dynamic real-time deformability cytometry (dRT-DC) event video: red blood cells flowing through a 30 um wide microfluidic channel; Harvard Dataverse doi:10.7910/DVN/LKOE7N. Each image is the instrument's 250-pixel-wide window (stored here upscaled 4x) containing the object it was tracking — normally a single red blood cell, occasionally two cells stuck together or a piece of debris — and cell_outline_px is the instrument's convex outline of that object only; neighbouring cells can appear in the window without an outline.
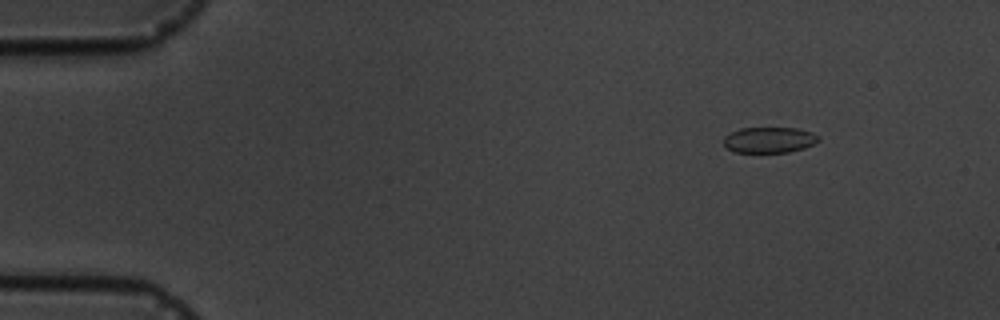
{"species": "common noctule bat (a hibernating species)", "species_latin": "Nyctalus noctula", "temperature_condition": "cold", "stored_images_in_passage": 6, "camera_frame_rate_fps": 3000, "um_per_image_px": 0.085, "animal": {"sex": "male", "body_mass_g": 19.5, "forearm_length_mm": 54.6}, "frame": {"image": 1, "passage_image": 2, "time_ms": 1.0, "image_size_px": [1000, 320], "cell_outline_px": [[820, 140], [804, 148], [788, 152], [736, 152], [728, 148], [724, 144], [724, 136], [740, 128], [796, 128], [812, 132], [820, 136]], "centroid_in_image_um": [65.41, 11.89], "position_along_channel_um": 19.6, "area_um2": 14.16}}
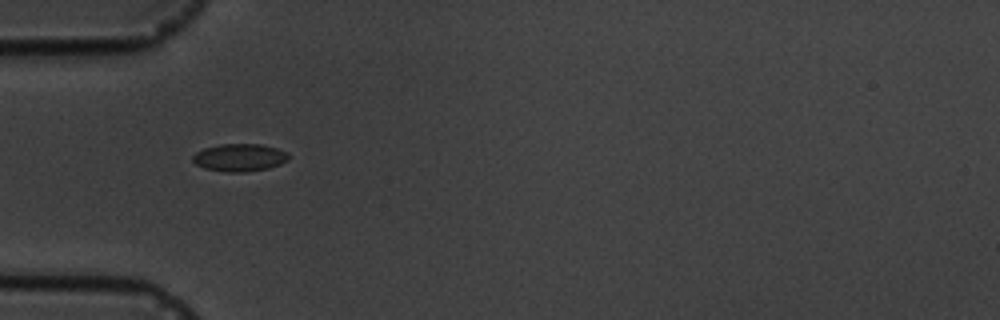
{"frame": {"image": 2, "passage_image": 5, "time_ms": 4.667, "image_size_px": [1000, 320], "cell_outline_px": [[288, 160], [280, 164], [268, 168], [244, 172], [228, 172], [204, 168], [196, 164], [192, 160], [192, 156], [196, 152], [204, 148], [220, 144], [260, 144], [276, 148], [288, 152]], "centroid_in_image_um": [20.35, 13.39], "position_along_channel_um": 64.6, "area_um2": 15.37}}
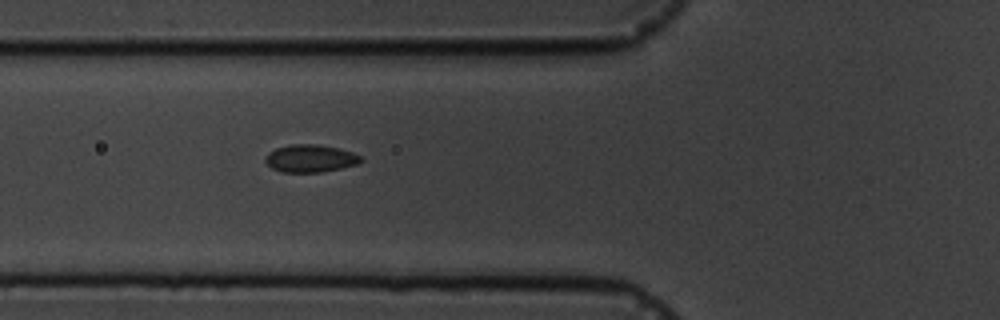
{"frame": {"image": 3, "passage_image": 6, "time_ms": 5.667, "image_size_px": [1000, 320], "cell_outline_px": [[364, 160], [356, 164], [340, 168], [320, 172], [284, 172], [272, 168], [264, 160], [264, 156], [268, 152], [276, 148], [292, 144], [316, 144], [340, 148], [352, 152], [360, 156]], "centroid_in_image_um": [26.36, 13.45], "position_along_channel_um": 99.4, "area_um2": 15.32}}